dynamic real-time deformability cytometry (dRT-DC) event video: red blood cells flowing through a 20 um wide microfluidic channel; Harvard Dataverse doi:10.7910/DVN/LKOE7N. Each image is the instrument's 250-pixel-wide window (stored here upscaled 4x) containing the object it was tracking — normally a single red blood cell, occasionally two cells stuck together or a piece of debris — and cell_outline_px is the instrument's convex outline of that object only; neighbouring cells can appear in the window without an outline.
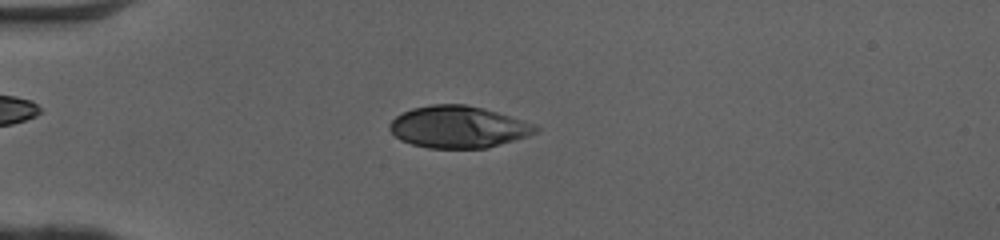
{"species": "human", "species_latin": "Homo sapiens", "temperature_condition": "cold", "stored_images_in_passage": 50, "camera_frame_rate_fps": 3000, "um_per_image_px": 0.085, "donor": {"sex": "female"}, "frame": {"image": 1, "passage_image": 14, "time_ms": 4.333, "image_size_px": [1000, 240], "cell_outline_px": [[540, 128], [536, 132], [528, 136], [488, 148], [428, 148], [412, 144], [400, 140], [388, 128], [388, 124], [396, 116], [412, 108], [432, 104], [464, 104], [484, 108], [524, 120], [536, 124]], "centroid_in_image_um": [38.97, 10.79], "position_along_channel_um": 46.0, "area_um2": 35.78}}
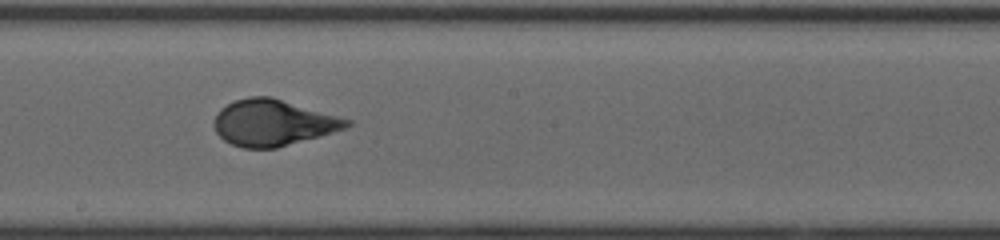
{"frame": {"image": 2, "passage_image": 29, "time_ms": 9.333, "image_size_px": [1000, 240], "cell_outline_px": [[352, 124], [348, 128], [276, 148], [244, 148], [232, 144], [224, 140], [216, 132], [212, 124], [212, 120], [220, 108], [236, 100], [248, 96], [272, 96], [352, 120]], "centroid_in_image_um": [23.2, 10.42], "position_along_channel_um": 225.0, "area_um2": 35.89}}
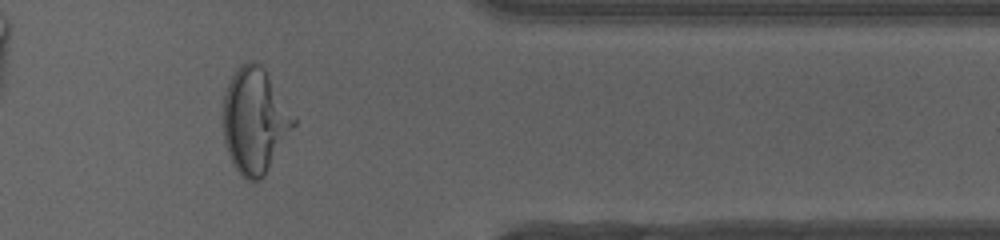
{"frame": {"image": 3, "passage_image": 42, "time_ms": 13.667, "image_size_px": [1000, 240], "cell_outline_px": [[296, 124], [264, 176], [260, 180], [252, 184], [236, 168], [228, 152], [224, 140], [224, 96], [228, 84], [236, 68], [240, 64], [248, 60], [256, 60], [264, 68], [296, 116]], "centroid_in_image_um": [21.68, 10.22], "position_along_channel_um": 389.7, "area_um2": 43.23}, "authors_computed_cell_mechanics": {"area_um2": 36.0961, "velocity_mm_per_s": 4.1031, "shape_relaxation_time_tau1_ms": 4.978, "shape_relaxation_time_tau2_ms": null, "deformation_change_tau1": 0.2287, "deformation_change_tau2": null}}